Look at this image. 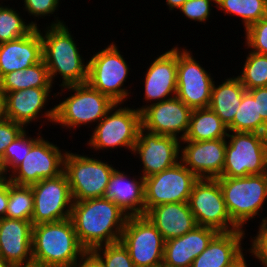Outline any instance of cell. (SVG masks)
<instances>
[{
	"instance_id": "cell-8",
	"label": "cell",
	"mask_w": 267,
	"mask_h": 267,
	"mask_svg": "<svg viewBox=\"0 0 267 267\" xmlns=\"http://www.w3.org/2000/svg\"><path fill=\"white\" fill-rule=\"evenodd\" d=\"M116 168L99 158L67 151L64 170L73 201L103 197Z\"/></svg>"
},
{
	"instance_id": "cell-39",
	"label": "cell",
	"mask_w": 267,
	"mask_h": 267,
	"mask_svg": "<svg viewBox=\"0 0 267 267\" xmlns=\"http://www.w3.org/2000/svg\"><path fill=\"white\" fill-rule=\"evenodd\" d=\"M259 225L256 236L250 237L251 245L247 251L261 262L262 267H267V221L261 222Z\"/></svg>"
},
{
	"instance_id": "cell-24",
	"label": "cell",
	"mask_w": 267,
	"mask_h": 267,
	"mask_svg": "<svg viewBox=\"0 0 267 267\" xmlns=\"http://www.w3.org/2000/svg\"><path fill=\"white\" fill-rule=\"evenodd\" d=\"M131 178L115 169L103 197L115 202L128 216H145L144 178L141 175Z\"/></svg>"
},
{
	"instance_id": "cell-38",
	"label": "cell",
	"mask_w": 267,
	"mask_h": 267,
	"mask_svg": "<svg viewBox=\"0 0 267 267\" xmlns=\"http://www.w3.org/2000/svg\"><path fill=\"white\" fill-rule=\"evenodd\" d=\"M215 4L216 0H186L178 10L191 21L206 23Z\"/></svg>"
},
{
	"instance_id": "cell-33",
	"label": "cell",
	"mask_w": 267,
	"mask_h": 267,
	"mask_svg": "<svg viewBox=\"0 0 267 267\" xmlns=\"http://www.w3.org/2000/svg\"><path fill=\"white\" fill-rule=\"evenodd\" d=\"M33 210L34 196L31 186L16 185L9 181V200L5 217L31 221Z\"/></svg>"
},
{
	"instance_id": "cell-6",
	"label": "cell",
	"mask_w": 267,
	"mask_h": 267,
	"mask_svg": "<svg viewBox=\"0 0 267 267\" xmlns=\"http://www.w3.org/2000/svg\"><path fill=\"white\" fill-rule=\"evenodd\" d=\"M123 57L117 44L111 42L88 60L87 83L93 89L110 97L115 103L120 104H124L131 94L127 86L124 87L131 68Z\"/></svg>"
},
{
	"instance_id": "cell-26",
	"label": "cell",
	"mask_w": 267,
	"mask_h": 267,
	"mask_svg": "<svg viewBox=\"0 0 267 267\" xmlns=\"http://www.w3.org/2000/svg\"><path fill=\"white\" fill-rule=\"evenodd\" d=\"M145 216L165 241L180 237L197 225L188 202L165 203L152 207Z\"/></svg>"
},
{
	"instance_id": "cell-17",
	"label": "cell",
	"mask_w": 267,
	"mask_h": 267,
	"mask_svg": "<svg viewBox=\"0 0 267 267\" xmlns=\"http://www.w3.org/2000/svg\"><path fill=\"white\" fill-rule=\"evenodd\" d=\"M191 112L192 109L175 96L147 106L141 112L142 128L181 141L188 132Z\"/></svg>"
},
{
	"instance_id": "cell-4",
	"label": "cell",
	"mask_w": 267,
	"mask_h": 267,
	"mask_svg": "<svg viewBox=\"0 0 267 267\" xmlns=\"http://www.w3.org/2000/svg\"><path fill=\"white\" fill-rule=\"evenodd\" d=\"M65 89L73 94L55 105L54 125L59 124L66 129L75 130L76 127H82L81 125L90 127L93 122L97 125L116 104L88 83L61 87L62 92H57L58 94L55 93L53 96L63 95Z\"/></svg>"
},
{
	"instance_id": "cell-7",
	"label": "cell",
	"mask_w": 267,
	"mask_h": 267,
	"mask_svg": "<svg viewBox=\"0 0 267 267\" xmlns=\"http://www.w3.org/2000/svg\"><path fill=\"white\" fill-rule=\"evenodd\" d=\"M121 105L116 103L93 128L91 138L87 141L90 149L97 152L124 147L133 152L139 130L142 128L141 112L136 108Z\"/></svg>"
},
{
	"instance_id": "cell-23",
	"label": "cell",
	"mask_w": 267,
	"mask_h": 267,
	"mask_svg": "<svg viewBox=\"0 0 267 267\" xmlns=\"http://www.w3.org/2000/svg\"><path fill=\"white\" fill-rule=\"evenodd\" d=\"M43 59L40 29L14 41L0 44V79L7 73L24 70Z\"/></svg>"
},
{
	"instance_id": "cell-43",
	"label": "cell",
	"mask_w": 267,
	"mask_h": 267,
	"mask_svg": "<svg viewBox=\"0 0 267 267\" xmlns=\"http://www.w3.org/2000/svg\"><path fill=\"white\" fill-rule=\"evenodd\" d=\"M9 200V180L0 183V218L6 216Z\"/></svg>"
},
{
	"instance_id": "cell-32",
	"label": "cell",
	"mask_w": 267,
	"mask_h": 267,
	"mask_svg": "<svg viewBox=\"0 0 267 267\" xmlns=\"http://www.w3.org/2000/svg\"><path fill=\"white\" fill-rule=\"evenodd\" d=\"M18 10L0 3V44L14 41L31 33L37 26V22L26 23Z\"/></svg>"
},
{
	"instance_id": "cell-1",
	"label": "cell",
	"mask_w": 267,
	"mask_h": 267,
	"mask_svg": "<svg viewBox=\"0 0 267 267\" xmlns=\"http://www.w3.org/2000/svg\"><path fill=\"white\" fill-rule=\"evenodd\" d=\"M71 220L81 245L94 248L120 241L128 215L104 197L73 201Z\"/></svg>"
},
{
	"instance_id": "cell-30",
	"label": "cell",
	"mask_w": 267,
	"mask_h": 267,
	"mask_svg": "<svg viewBox=\"0 0 267 267\" xmlns=\"http://www.w3.org/2000/svg\"><path fill=\"white\" fill-rule=\"evenodd\" d=\"M229 132H254L267 135V123L258 117L257 100L246 91L243 94L233 121L227 126Z\"/></svg>"
},
{
	"instance_id": "cell-11",
	"label": "cell",
	"mask_w": 267,
	"mask_h": 267,
	"mask_svg": "<svg viewBox=\"0 0 267 267\" xmlns=\"http://www.w3.org/2000/svg\"><path fill=\"white\" fill-rule=\"evenodd\" d=\"M188 205L199 226L210 227L218 232L243 230L231 220L216 179H199L192 188Z\"/></svg>"
},
{
	"instance_id": "cell-12",
	"label": "cell",
	"mask_w": 267,
	"mask_h": 267,
	"mask_svg": "<svg viewBox=\"0 0 267 267\" xmlns=\"http://www.w3.org/2000/svg\"><path fill=\"white\" fill-rule=\"evenodd\" d=\"M199 178L181 161L160 173L144 178L145 214L157 205L188 202Z\"/></svg>"
},
{
	"instance_id": "cell-25",
	"label": "cell",
	"mask_w": 267,
	"mask_h": 267,
	"mask_svg": "<svg viewBox=\"0 0 267 267\" xmlns=\"http://www.w3.org/2000/svg\"><path fill=\"white\" fill-rule=\"evenodd\" d=\"M245 231L219 232L191 267H232L245 256L242 247Z\"/></svg>"
},
{
	"instance_id": "cell-34",
	"label": "cell",
	"mask_w": 267,
	"mask_h": 267,
	"mask_svg": "<svg viewBox=\"0 0 267 267\" xmlns=\"http://www.w3.org/2000/svg\"><path fill=\"white\" fill-rule=\"evenodd\" d=\"M248 52L242 72L237 77L246 90L267 87V55Z\"/></svg>"
},
{
	"instance_id": "cell-52",
	"label": "cell",
	"mask_w": 267,
	"mask_h": 267,
	"mask_svg": "<svg viewBox=\"0 0 267 267\" xmlns=\"http://www.w3.org/2000/svg\"><path fill=\"white\" fill-rule=\"evenodd\" d=\"M267 221V217H264L263 219H262V223H264V222H266Z\"/></svg>"
},
{
	"instance_id": "cell-47",
	"label": "cell",
	"mask_w": 267,
	"mask_h": 267,
	"mask_svg": "<svg viewBox=\"0 0 267 267\" xmlns=\"http://www.w3.org/2000/svg\"><path fill=\"white\" fill-rule=\"evenodd\" d=\"M14 267H50V266L32 260L25 264L14 266Z\"/></svg>"
},
{
	"instance_id": "cell-9",
	"label": "cell",
	"mask_w": 267,
	"mask_h": 267,
	"mask_svg": "<svg viewBox=\"0 0 267 267\" xmlns=\"http://www.w3.org/2000/svg\"><path fill=\"white\" fill-rule=\"evenodd\" d=\"M226 139L228 141L221 177H246L264 173L267 135L229 132Z\"/></svg>"
},
{
	"instance_id": "cell-48",
	"label": "cell",
	"mask_w": 267,
	"mask_h": 267,
	"mask_svg": "<svg viewBox=\"0 0 267 267\" xmlns=\"http://www.w3.org/2000/svg\"><path fill=\"white\" fill-rule=\"evenodd\" d=\"M5 118L4 93L0 90V120Z\"/></svg>"
},
{
	"instance_id": "cell-35",
	"label": "cell",
	"mask_w": 267,
	"mask_h": 267,
	"mask_svg": "<svg viewBox=\"0 0 267 267\" xmlns=\"http://www.w3.org/2000/svg\"><path fill=\"white\" fill-rule=\"evenodd\" d=\"M27 133L25 128L5 149L3 158L9 174L24 160L31 147L42 137L39 133L36 138L31 135L27 136Z\"/></svg>"
},
{
	"instance_id": "cell-31",
	"label": "cell",
	"mask_w": 267,
	"mask_h": 267,
	"mask_svg": "<svg viewBox=\"0 0 267 267\" xmlns=\"http://www.w3.org/2000/svg\"><path fill=\"white\" fill-rule=\"evenodd\" d=\"M216 8L241 18L245 30L267 16V0H216Z\"/></svg>"
},
{
	"instance_id": "cell-27",
	"label": "cell",
	"mask_w": 267,
	"mask_h": 267,
	"mask_svg": "<svg viewBox=\"0 0 267 267\" xmlns=\"http://www.w3.org/2000/svg\"><path fill=\"white\" fill-rule=\"evenodd\" d=\"M246 91L237 76L227 77L219 85H215L214 81L208 107L228 126L233 121Z\"/></svg>"
},
{
	"instance_id": "cell-3",
	"label": "cell",
	"mask_w": 267,
	"mask_h": 267,
	"mask_svg": "<svg viewBox=\"0 0 267 267\" xmlns=\"http://www.w3.org/2000/svg\"><path fill=\"white\" fill-rule=\"evenodd\" d=\"M86 253L71 218L33 225V261L50 267H74Z\"/></svg>"
},
{
	"instance_id": "cell-22",
	"label": "cell",
	"mask_w": 267,
	"mask_h": 267,
	"mask_svg": "<svg viewBox=\"0 0 267 267\" xmlns=\"http://www.w3.org/2000/svg\"><path fill=\"white\" fill-rule=\"evenodd\" d=\"M31 221L0 218V257L13 266L32 261Z\"/></svg>"
},
{
	"instance_id": "cell-28",
	"label": "cell",
	"mask_w": 267,
	"mask_h": 267,
	"mask_svg": "<svg viewBox=\"0 0 267 267\" xmlns=\"http://www.w3.org/2000/svg\"><path fill=\"white\" fill-rule=\"evenodd\" d=\"M228 127L209 107L192 109L189 128L183 140L206 141L226 138Z\"/></svg>"
},
{
	"instance_id": "cell-29",
	"label": "cell",
	"mask_w": 267,
	"mask_h": 267,
	"mask_svg": "<svg viewBox=\"0 0 267 267\" xmlns=\"http://www.w3.org/2000/svg\"><path fill=\"white\" fill-rule=\"evenodd\" d=\"M48 69L43 59L24 70L5 74L0 79V90L4 95L8 92L27 88H52Z\"/></svg>"
},
{
	"instance_id": "cell-21",
	"label": "cell",
	"mask_w": 267,
	"mask_h": 267,
	"mask_svg": "<svg viewBox=\"0 0 267 267\" xmlns=\"http://www.w3.org/2000/svg\"><path fill=\"white\" fill-rule=\"evenodd\" d=\"M219 232L213 228L196 226L186 234L165 241L162 267H191Z\"/></svg>"
},
{
	"instance_id": "cell-19",
	"label": "cell",
	"mask_w": 267,
	"mask_h": 267,
	"mask_svg": "<svg viewBox=\"0 0 267 267\" xmlns=\"http://www.w3.org/2000/svg\"><path fill=\"white\" fill-rule=\"evenodd\" d=\"M157 56L147 67L143 82L145 83L143 100L147 103L150 101L151 104L137 107L140 112L149 105L175 97L177 93L178 47L173 46Z\"/></svg>"
},
{
	"instance_id": "cell-20",
	"label": "cell",
	"mask_w": 267,
	"mask_h": 267,
	"mask_svg": "<svg viewBox=\"0 0 267 267\" xmlns=\"http://www.w3.org/2000/svg\"><path fill=\"white\" fill-rule=\"evenodd\" d=\"M51 89L27 88L6 93L4 95L5 118L20 123L25 128L29 123L36 122L40 118H45L53 124L55 121V105L42 113L48 100H51L49 98Z\"/></svg>"
},
{
	"instance_id": "cell-37",
	"label": "cell",
	"mask_w": 267,
	"mask_h": 267,
	"mask_svg": "<svg viewBox=\"0 0 267 267\" xmlns=\"http://www.w3.org/2000/svg\"><path fill=\"white\" fill-rule=\"evenodd\" d=\"M244 31L246 49L267 55V16L253 23Z\"/></svg>"
},
{
	"instance_id": "cell-10",
	"label": "cell",
	"mask_w": 267,
	"mask_h": 267,
	"mask_svg": "<svg viewBox=\"0 0 267 267\" xmlns=\"http://www.w3.org/2000/svg\"><path fill=\"white\" fill-rule=\"evenodd\" d=\"M120 241L135 267H162L165 240L146 216H128Z\"/></svg>"
},
{
	"instance_id": "cell-51",
	"label": "cell",
	"mask_w": 267,
	"mask_h": 267,
	"mask_svg": "<svg viewBox=\"0 0 267 267\" xmlns=\"http://www.w3.org/2000/svg\"><path fill=\"white\" fill-rule=\"evenodd\" d=\"M264 175L267 178V152H266V158H265V171H264Z\"/></svg>"
},
{
	"instance_id": "cell-18",
	"label": "cell",
	"mask_w": 267,
	"mask_h": 267,
	"mask_svg": "<svg viewBox=\"0 0 267 267\" xmlns=\"http://www.w3.org/2000/svg\"><path fill=\"white\" fill-rule=\"evenodd\" d=\"M180 161L199 179H217L221 177L227 139L206 141L181 140ZM184 147V148H183Z\"/></svg>"
},
{
	"instance_id": "cell-50",
	"label": "cell",
	"mask_w": 267,
	"mask_h": 267,
	"mask_svg": "<svg viewBox=\"0 0 267 267\" xmlns=\"http://www.w3.org/2000/svg\"><path fill=\"white\" fill-rule=\"evenodd\" d=\"M0 267H14L11 263L7 262L4 258L0 257Z\"/></svg>"
},
{
	"instance_id": "cell-42",
	"label": "cell",
	"mask_w": 267,
	"mask_h": 267,
	"mask_svg": "<svg viewBox=\"0 0 267 267\" xmlns=\"http://www.w3.org/2000/svg\"><path fill=\"white\" fill-rule=\"evenodd\" d=\"M257 100L258 117L267 123V87H257L247 90Z\"/></svg>"
},
{
	"instance_id": "cell-49",
	"label": "cell",
	"mask_w": 267,
	"mask_h": 267,
	"mask_svg": "<svg viewBox=\"0 0 267 267\" xmlns=\"http://www.w3.org/2000/svg\"><path fill=\"white\" fill-rule=\"evenodd\" d=\"M246 256L242 257L237 263H235L232 267H248L249 265H247L246 263Z\"/></svg>"
},
{
	"instance_id": "cell-16",
	"label": "cell",
	"mask_w": 267,
	"mask_h": 267,
	"mask_svg": "<svg viewBox=\"0 0 267 267\" xmlns=\"http://www.w3.org/2000/svg\"><path fill=\"white\" fill-rule=\"evenodd\" d=\"M180 142L175 137L154 134L141 128L132 152L141 159V176L150 177L178 163L182 145Z\"/></svg>"
},
{
	"instance_id": "cell-14",
	"label": "cell",
	"mask_w": 267,
	"mask_h": 267,
	"mask_svg": "<svg viewBox=\"0 0 267 267\" xmlns=\"http://www.w3.org/2000/svg\"><path fill=\"white\" fill-rule=\"evenodd\" d=\"M34 196L32 225L65 220L71 217L73 199L66 174L43 179L30 185Z\"/></svg>"
},
{
	"instance_id": "cell-36",
	"label": "cell",
	"mask_w": 267,
	"mask_h": 267,
	"mask_svg": "<svg viewBox=\"0 0 267 267\" xmlns=\"http://www.w3.org/2000/svg\"><path fill=\"white\" fill-rule=\"evenodd\" d=\"M91 252L104 267H135L127 248L121 241L96 247Z\"/></svg>"
},
{
	"instance_id": "cell-44",
	"label": "cell",
	"mask_w": 267,
	"mask_h": 267,
	"mask_svg": "<svg viewBox=\"0 0 267 267\" xmlns=\"http://www.w3.org/2000/svg\"><path fill=\"white\" fill-rule=\"evenodd\" d=\"M74 267H104V265L92 252H87Z\"/></svg>"
},
{
	"instance_id": "cell-2",
	"label": "cell",
	"mask_w": 267,
	"mask_h": 267,
	"mask_svg": "<svg viewBox=\"0 0 267 267\" xmlns=\"http://www.w3.org/2000/svg\"><path fill=\"white\" fill-rule=\"evenodd\" d=\"M58 18L45 27L44 33L40 29L43 61L51 83L53 85L55 77L60 75V87L85 84L88 81V59L85 63L70 29Z\"/></svg>"
},
{
	"instance_id": "cell-45",
	"label": "cell",
	"mask_w": 267,
	"mask_h": 267,
	"mask_svg": "<svg viewBox=\"0 0 267 267\" xmlns=\"http://www.w3.org/2000/svg\"><path fill=\"white\" fill-rule=\"evenodd\" d=\"M9 176L3 155L0 154V183L9 180Z\"/></svg>"
},
{
	"instance_id": "cell-46",
	"label": "cell",
	"mask_w": 267,
	"mask_h": 267,
	"mask_svg": "<svg viewBox=\"0 0 267 267\" xmlns=\"http://www.w3.org/2000/svg\"><path fill=\"white\" fill-rule=\"evenodd\" d=\"M185 1L186 0H166V5L169 7L168 9H170L171 11L179 9Z\"/></svg>"
},
{
	"instance_id": "cell-5",
	"label": "cell",
	"mask_w": 267,
	"mask_h": 267,
	"mask_svg": "<svg viewBox=\"0 0 267 267\" xmlns=\"http://www.w3.org/2000/svg\"><path fill=\"white\" fill-rule=\"evenodd\" d=\"M225 206L231 220L240 228L260 216L267 200V178L263 174L246 177H219Z\"/></svg>"
},
{
	"instance_id": "cell-15",
	"label": "cell",
	"mask_w": 267,
	"mask_h": 267,
	"mask_svg": "<svg viewBox=\"0 0 267 267\" xmlns=\"http://www.w3.org/2000/svg\"><path fill=\"white\" fill-rule=\"evenodd\" d=\"M196 61L191 51L178 47L176 96L191 109L207 108L214 78Z\"/></svg>"
},
{
	"instance_id": "cell-41",
	"label": "cell",
	"mask_w": 267,
	"mask_h": 267,
	"mask_svg": "<svg viewBox=\"0 0 267 267\" xmlns=\"http://www.w3.org/2000/svg\"><path fill=\"white\" fill-rule=\"evenodd\" d=\"M25 127L10 119L0 120V154L4 155L5 149L9 146Z\"/></svg>"
},
{
	"instance_id": "cell-40",
	"label": "cell",
	"mask_w": 267,
	"mask_h": 267,
	"mask_svg": "<svg viewBox=\"0 0 267 267\" xmlns=\"http://www.w3.org/2000/svg\"><path fill=\"white\" fill-rule=\"evenodd\" d=\"M24 8L28 15L38 17V19L50 16L58 10L60 0H23ZM43 16V17H42Z\"/></svg>"
},
{
	"instance_id": "cell-13",
	"label": "cell",
	"mask_w": 267,
	"mask_h": 267,
	"mask_svg": "<svg viewBox=\"0 0 267 267\" xmlns=\"http://www.w3.org/2000/svg\"><path fill=\"white\" fill-rule=\"evenodd\" d=\"M59 148L41 137L31 147L24 160L10 173L9 181L16 185L30 186L43 179L59 176L63 173L67 152Z\"/></svg>"
}]
</instances>
